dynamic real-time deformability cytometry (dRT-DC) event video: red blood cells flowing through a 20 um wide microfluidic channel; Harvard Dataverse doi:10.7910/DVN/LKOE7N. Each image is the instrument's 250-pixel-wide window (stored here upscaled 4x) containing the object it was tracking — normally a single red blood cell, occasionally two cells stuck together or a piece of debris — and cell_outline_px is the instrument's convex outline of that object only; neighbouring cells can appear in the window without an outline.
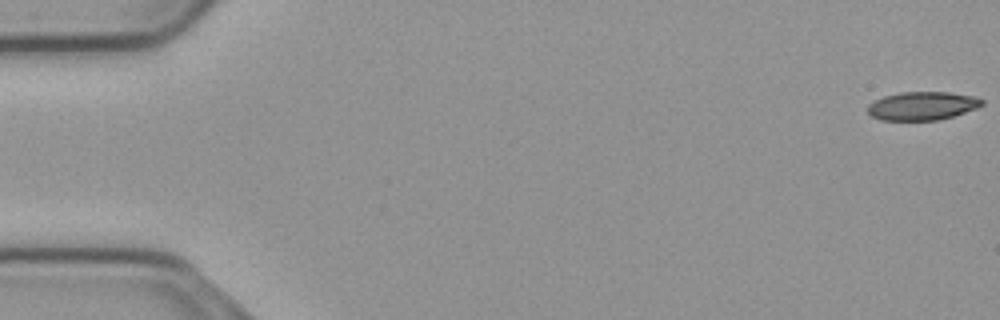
{"species": "common noctule bat (a hibernating species)", "species_latin": "Nyctalus noctula", "temperature_condition": "cold", "stored_images_in_passage": 56, "camera_frame_rate_fps": 3000, "um_per_image_px": 0.085, "animal": {"sex": "male", "body_mass_g": 23.1, "forearm_length_mm": 52.7}, "frame": {"image": 1, "passage_image": 1, "time_ms": 0.0, "image_size_px": [1000, 320], "cell_outline_px": [[984, 104], [976, 108], [952, 116], [936, 120], [880, 120], [872, 116], [868, 112], [868, 104], [884, 96], [900, 92], [948, 92], [972, 96], [984, 100]], "centroid_in_image_um": [78.38, 8.99], "position_along_channel_um": 6.6, "area_um2": 18.73}}
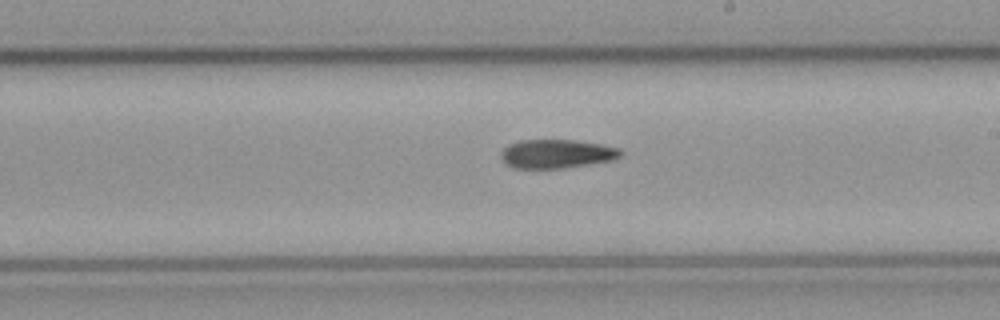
{"frame": {"image": 2, "passage_image": 32, "time_ms": 10.333, "image_size_px": [1000, 320], "cell_outline_px": [[624, 152], [616, 160], [564, 168], [512, 168], [504, 164], [500, 156], [500, 152], [508, 144], [520, 140], [576, 140], [600, 144], [620, 148]], "centroid_in_image_um": [47.31, 13.08], "position_along_channel_um": 241.7, "area_um2": 20.4}}
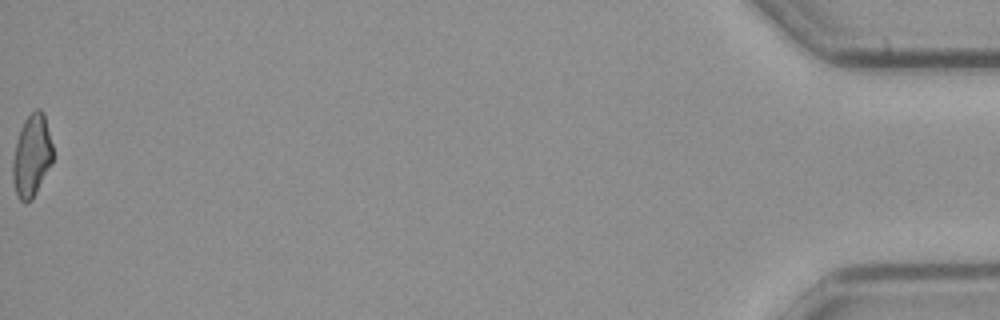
{"frame": {"image": 3, "passage_image": 56, "time_ms": 18.333, "image_size_px": [1000, 320], "cell_outline_px": [[52, 164], [32, 200], [24, 204], [20, 200], [16, 192], [12, 180], [12, 160], [16, 144], [24, 120], [36, 108], [40, 108], [44, 112], [52, 144]], "centroid_in_image_um": [2.7, 13.26], "position_along_channel_um": 432.5, "area_um2": 19.25}}